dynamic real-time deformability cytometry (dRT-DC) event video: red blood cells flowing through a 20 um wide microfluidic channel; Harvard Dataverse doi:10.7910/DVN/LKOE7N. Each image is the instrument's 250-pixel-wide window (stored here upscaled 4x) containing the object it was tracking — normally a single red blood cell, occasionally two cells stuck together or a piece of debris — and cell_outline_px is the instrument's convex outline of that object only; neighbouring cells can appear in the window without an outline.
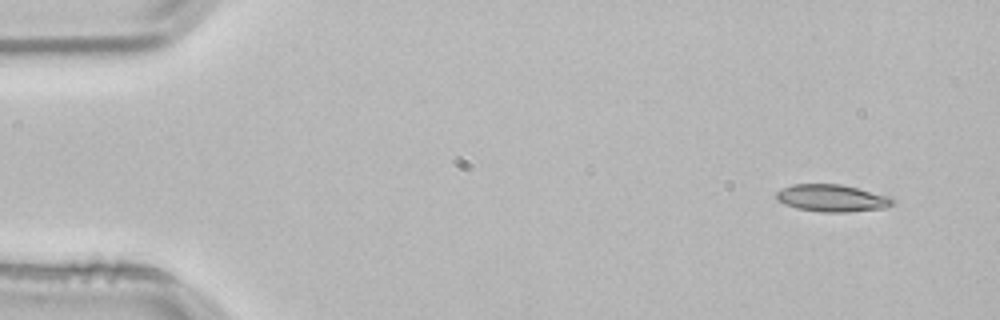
{"species": "common noctule bat (a hibernating species)", "species_latin": "Nyctalus noctula", "temperature_condition": "room temperature", "stored_images_in_passage": 4, "camera_frame_rate_fps": 3000, "um_per_image_px": 0.085, "animal": {"sex": "male", "body_mass_g": 21.5, "forearm_length_mm": 52.0}, "frame": {"image": 1, "passage_image": 1, "time_ms": 0.0, "image_size_px": [1000, 320], "cell_outline_px": [[896, 200], [892, 204], [884, 208], [848, 212], [820, 212], [796, 208], [784, 204], [776, 200], [776, 192], [792, 184], [840, 184], [892, 196]], "centroid_in_image_um": [70.73, 16.84], "position_along_channel_um": 14.3, "area_um2": 18.55}}
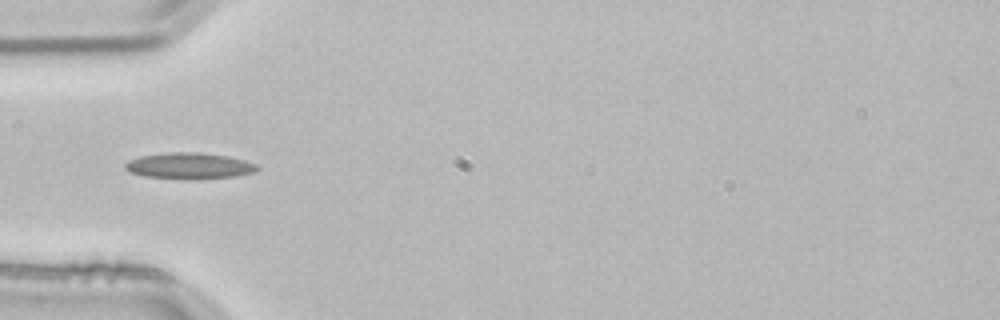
{"frame": {"image": 2, "passage_image": 4, "time_ms": 1.0, "image_size_px": [1000, 320], "cell_outline_px": [[260, 168], [252, 172], [232, 176], [144, 176], [128, 172], [124, 168], [124, 164], [128, 160], [140, 156], [172, 152], [200, 152], [228, 156], [244, 160], [256, 164]], "centroid_in_image_um": [16.04, 14.03], "position_along_channel_um": 69.0, "area_um2": 18.9}}